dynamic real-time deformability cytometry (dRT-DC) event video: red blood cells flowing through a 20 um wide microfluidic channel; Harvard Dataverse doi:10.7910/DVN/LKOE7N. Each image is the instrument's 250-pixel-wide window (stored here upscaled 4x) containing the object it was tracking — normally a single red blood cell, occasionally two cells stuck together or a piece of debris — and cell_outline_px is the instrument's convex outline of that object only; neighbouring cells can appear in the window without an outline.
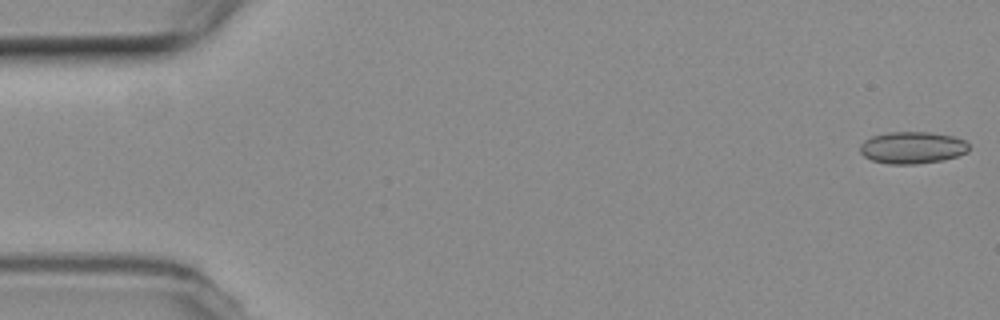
{"species": "common noctule bat (a hibernating species)", "species_latin": "Nyctalus noctula", "temperature_condition": "room temperature", "stored_images_in_passage": 54, "camera_frame_rate_fps": 3000, "um_per_image_px": 0.085, "animal": {"sex": "female", "body_mass_g": 19.3, "forearm_length_mm": 54.1}, "frame": {"image": 1, "passage_image": 1, "time_ms": 0.0, "image_size_px": [1000, 320], "cell_outline_px": [[968, 152], [956, 156], [940, 160], [916, 164], [888, 164], [872, 160], [864, 156], [860, 152], [860, 144], [864, 140], [872, 136], [888, 132], [928, 132], [952, 136], [964, 140], [968, 144]], "centroid_in_image_um": [77.51, 12.54], "position_along_channel_um": 7.5, "area_um2": 20.17}}
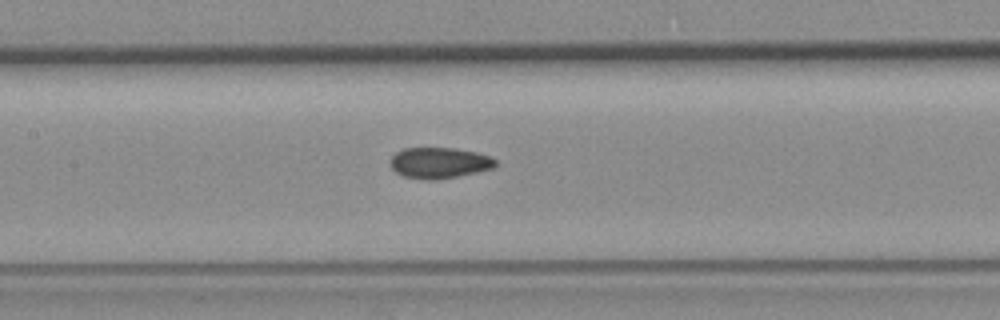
{"frame": {"image": 2, "passage_image": 25, "time_ms": 8.0, "image_size_px": [1000, 320], "cell_outline_px": [[496, 164], [492, 168], [476, 172], [436, 180], [428, 180], [404, 176], [396, 172], [392, 168], [392, 156], [396, 152], [404, 148], [452, 148], [476, 152], [488, 156], [496, 160]], "centroid_in_image_um": [37.33, 13.84], "position_along_channel_um": 170.1, "area_um2": 18.61}}
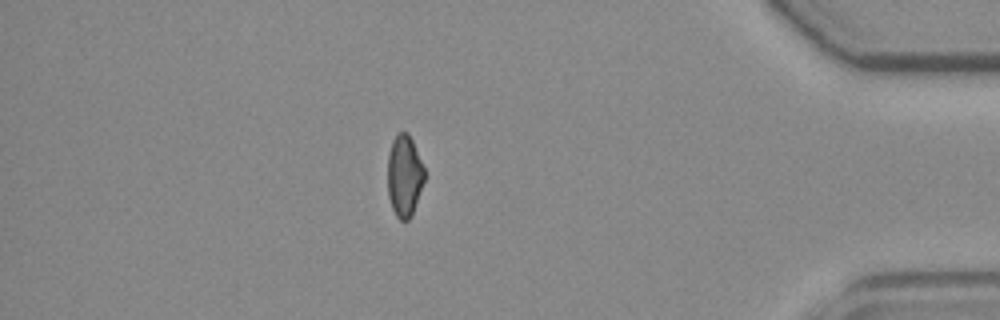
{"frame": {"image": 3, "passage_image": 47, "time_ms": 15.333, "image_size_px": [1000, 320], "cell_outline_px": [[424, 180], [412, 216], [408, 220], [400, 220], [396, 216], [392, 208], [388, 196], [388, 156], [392, 140], [400, 132], [408, 132], [412, 140], [424, 168]], "centroid_in_image_um": [34.36, 14.96], "position_along_channel_um": 400.8, "area_um2": 17.4}, "authors_computed_cell_mechanics": {"area_um2": 19.074, "velocity_mm_per_s": 3.7574, "shape_relaxation_time_tau1_ms": null, "shape_relaxation_time_tau2_ms": 2.7285, "deformation_change_tau1": null, "deformation_change_tau2": 0.074}}